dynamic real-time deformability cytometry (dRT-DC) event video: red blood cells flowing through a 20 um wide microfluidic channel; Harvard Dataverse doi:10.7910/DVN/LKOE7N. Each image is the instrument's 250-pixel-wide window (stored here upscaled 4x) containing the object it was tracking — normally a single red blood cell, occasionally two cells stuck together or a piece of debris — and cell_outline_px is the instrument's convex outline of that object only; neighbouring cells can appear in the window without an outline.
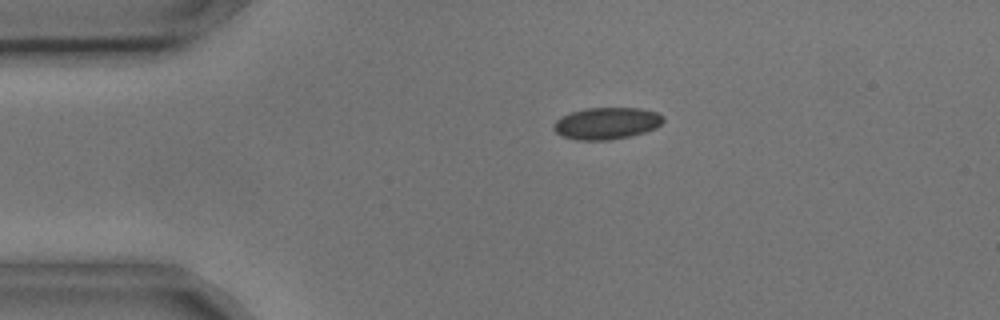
{"species": "common noctule bat (a hibernating species)", "species_latin": "Nyctalus noctula", "temperature_condition": "cold", "stored_images_in_passage": 4, "camera_frame_rate_fps": 3000, "um_per_image_px": 0.085, "animal": {"sex": "male", "body_mass_g": 17.9, "forearm_length_mm": 54.2}, "frame": {"image": 1, "passage_image": 3, "time_ms": 0.667, "image_size_px": [1000, 320], "cell_outline_px": [[664, 120], [656, 128], [632, 136], [608, 140], [576, 140], [564, 136], [556, 132], [552, 128], [552, 124], [560, 116], [572, 112], [588, 108], [640, 108], [656, 112], [664, 116]], "centroid_in_image_um": [51.56, 10.48], "position_along_channel_um": 33.4, "area_um2": 20.4}}